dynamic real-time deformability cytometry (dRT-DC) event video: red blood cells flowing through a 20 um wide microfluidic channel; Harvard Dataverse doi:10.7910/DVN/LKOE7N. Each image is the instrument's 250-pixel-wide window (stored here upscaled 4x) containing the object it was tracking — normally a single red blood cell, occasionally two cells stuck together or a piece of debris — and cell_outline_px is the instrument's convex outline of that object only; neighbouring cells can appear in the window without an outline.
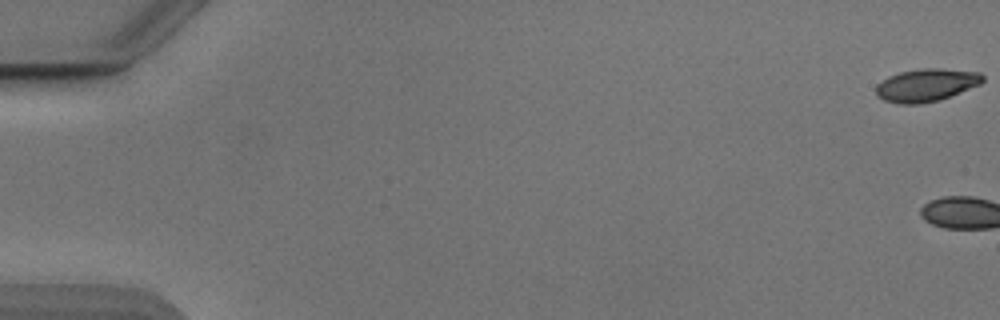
{"species": "Egyptian fruit bat (a non-hibernating species)", "species_latin": "Rousettus aegyptiacus", "temperature_condition": "cold", "stored_images_in_passage": 3, "camera_frame_rate_fps": 3000, "um_per_image_px": 0.085, "animal": {"sex": "male"}, "frame": {"image": 1, "passage_image": 1, "time_ms": 0.0, "image_size_px": [1000, 320], "cell_outline_px": [[984, 80], [980, 84], [940, 100], [920, 104], [896, 104], [884, 100], [876, 96], [876, 84], [888, 76], [900, 72], [920, 68], [940, 68], [980, 72], [984, 76]], "centroid_in_image_um": [78.71, 7.23], "position_along_channel_um": 6.3, "area_um2": 20.58}}